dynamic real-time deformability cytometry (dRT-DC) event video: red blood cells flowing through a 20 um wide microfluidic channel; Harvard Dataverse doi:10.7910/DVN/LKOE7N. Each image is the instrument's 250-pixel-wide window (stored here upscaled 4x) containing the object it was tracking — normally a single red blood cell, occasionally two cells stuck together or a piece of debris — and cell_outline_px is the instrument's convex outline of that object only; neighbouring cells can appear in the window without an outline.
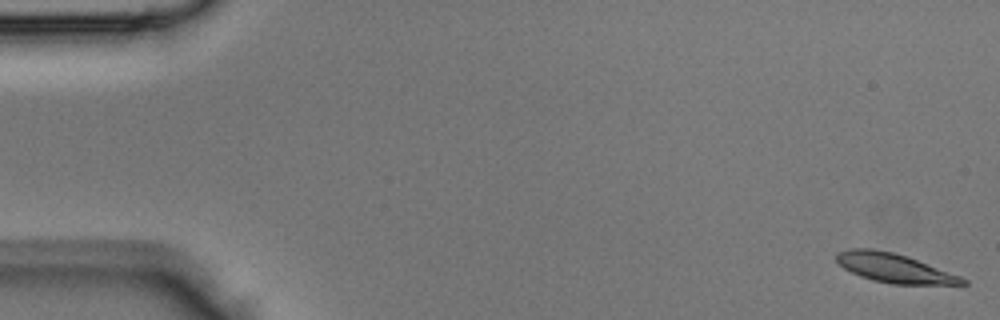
{"species": "Egyptian fruit bat (a non-hibernating species)", "species_latin": "Rousettus aegyptiacus", "temperature_condition": "room temperature", "stored_images_in_passage": 44, "camera_frame_rate_fps": 3000, "um_per_image_px": 0.085, "animal": {"sex": "male"}, "frame": {"image": 1, "passage_image": 1, "time_ms": 0.0, "image_size_px": [1000, 320], "cell_outline_px": [[968, 284], [892, 284], [872, 280], [860, 276], [844, 268], [836, 260], [836, 252], [848, 248], [872, 248], [892, 252], [908, 256], [960, 276], [968, 280]], "centroid_in_image_um": [75.98, 22.77], "position_along_channel_um": 9.0, "area_um2": 21.33}}
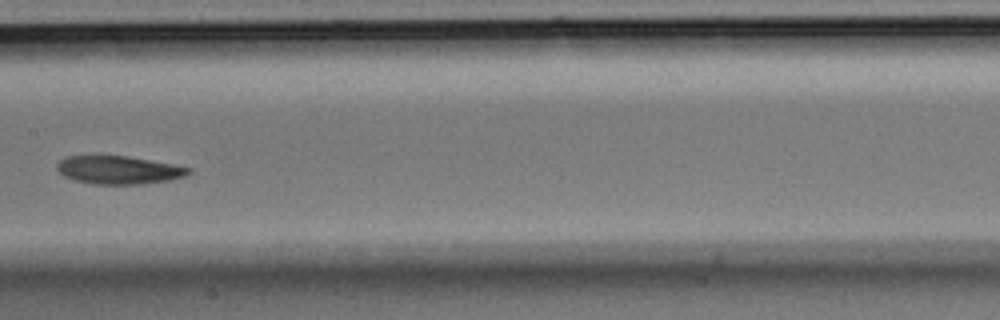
{"frame": {"image": 2, "passage_image": 22, "time_ms": 7.0, "image_size_px": [1000, 320], "cell_outline_px": [[192, 172], [184, 176], [168, 180], [140, 184], [92, 184], [76, 180], [64, 176], [56, 168], [56, 164], [60, 160], [68, 156], [128, 156], [172, 164], [192, 168]], "centroid_in_image_um": [10.09, 14.45], "position_along_channel_um": 197.3, "area_um2": 21.39}}
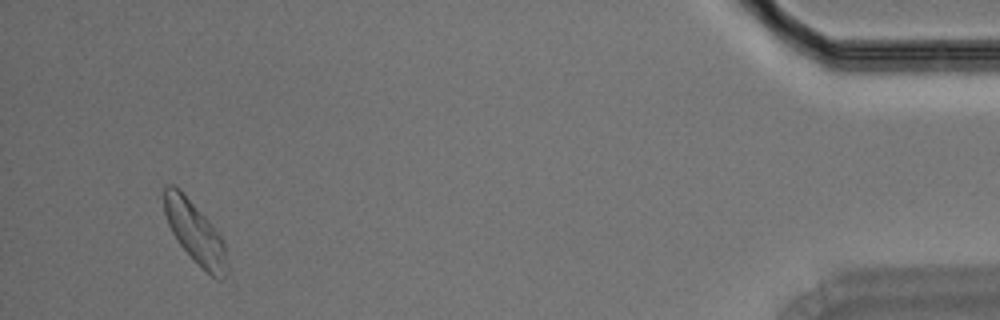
{"frame": {"image": 3, "passage_image": 41, "time_ms": 13.333, "image_size_px": [1000, 320], "cell_outline_px": [[228, 272], [224, 280], [220, 280], [212, 276], [176, 240], [168, 224], [164, 212], [164, 188], [168, 184], [172, 184], [208, 220], [220, 236], [224, 244], [228, 264]], "centroid_in_image_um": [16.6, 19.81], "position_along_channel_um": 418.6, "area_um2": 21.68}}